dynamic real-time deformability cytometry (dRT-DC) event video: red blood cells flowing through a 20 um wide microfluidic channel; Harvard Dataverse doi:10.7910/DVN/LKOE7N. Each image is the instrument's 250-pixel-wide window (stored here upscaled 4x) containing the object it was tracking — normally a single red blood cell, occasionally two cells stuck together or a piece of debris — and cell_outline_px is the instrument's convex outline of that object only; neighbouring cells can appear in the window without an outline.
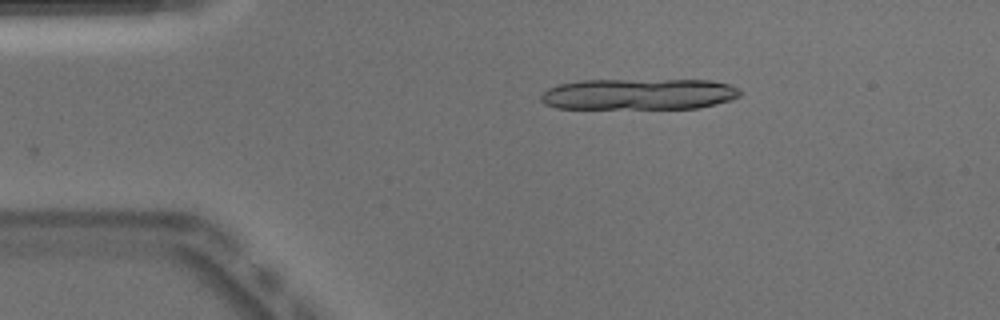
{"species": "Egyptian fruit bat (a non-hibernating species)", "species_latin": "Rousettus aegyptiacus", "temperature_condition": "warm", "stored_images_in_passage": 8, "camera_frame_rate_fps": 3000, "um_per_image_px": 0.085, "animal": {"sex": "male"}, "frame": {"image": 1, "passage_image": 1, "time_ms": 0.0, "image_size_px": [1000, 320], "cell_outline_px": [[740, 96], [732, 100], [700, 108], [556, 108], [544, 104], [540, 100], [540, 96], [548, 88], [560, 84], [580, 80], [712, 80], [732, 84], [740, 92]], "centroid_in_image_um": [54.32, 8.0], "position_along_channel_um": 30.7, "area_um2": 36.36}}